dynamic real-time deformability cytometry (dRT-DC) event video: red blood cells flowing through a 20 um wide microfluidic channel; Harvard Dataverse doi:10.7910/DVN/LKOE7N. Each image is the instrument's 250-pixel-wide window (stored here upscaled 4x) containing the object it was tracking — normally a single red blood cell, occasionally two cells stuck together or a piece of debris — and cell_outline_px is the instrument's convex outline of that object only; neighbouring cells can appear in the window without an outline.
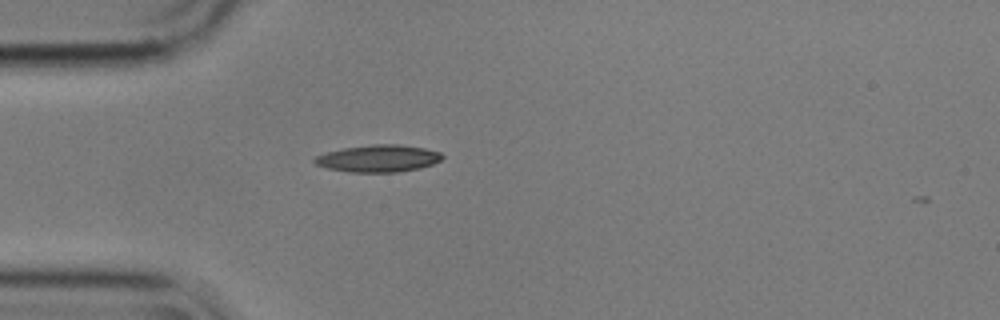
{"species": "common noctule bat (a hibernating species)", "species_latin": "Nyctalus noctula", "temperature_condition": "cold", "stored_images_in_passage": 41, "camera_frame_rate_fps": 3000, "um_per_image_px": 0.085, "animal": {"sex": "male", "body_mass_g": 17.9}, "frame": {"image": 1, "passage_image": 1, "time_ms": 0.0, "image_size_px": [1000, 320], "cell_outline_px": [[444, 156], [440, 160], [432, 164], [420, 168], [396, 172], [352, 172], [328, 168], [316, 164], [312, 160], [316, 156], [328, 152], [344, 148], [372, 144], [400, 144], [424, 148], [440, 152]], "centroid_in_image_um": [32.18, 13.46], "position_along_channel_um": 52.8, "area_um2": 20.0}}
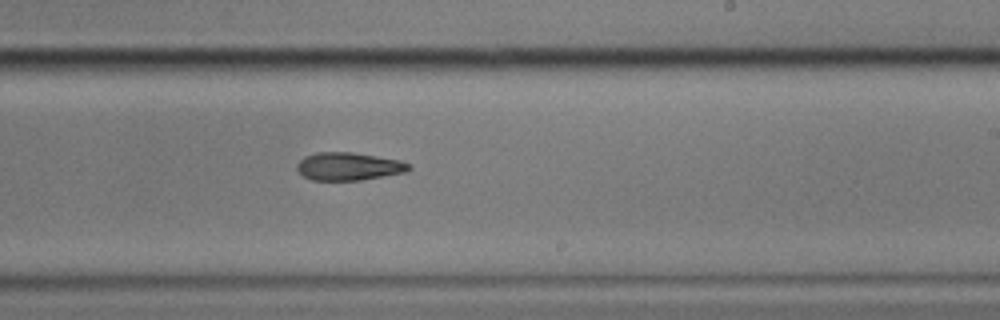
{"frame": {"image": 2, "passage_image": 19, "time_ms": 6.0, "image_size_px": [1000, 320], "cell_outline_px": [[412, 168], [408, 172], [360, 180], [312, 180], [304, 176], [296, 168], [296, 164], [304, 156], [316, 152], [352, 152], [400, 160], [412, 164]], "centroid_in_image_um": [29.66, 14.14], "position_along_channel_um": 259.3, "area_um2": 18.32}}
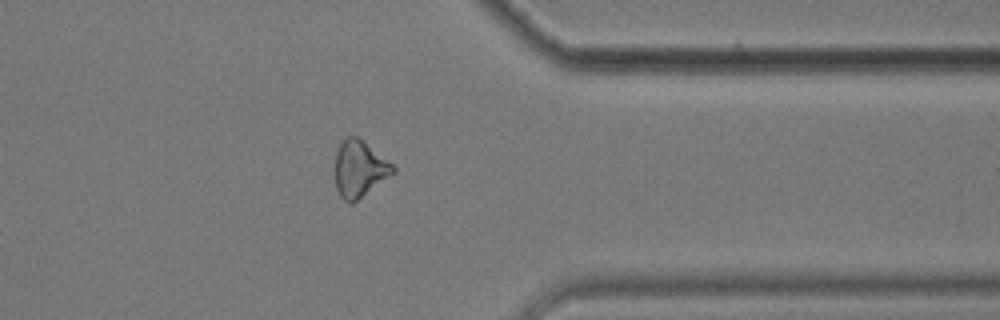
{"frame": {"image": 3, "passage_image": 30, "time_ms": 9.667, "image_size_px": [1000, 320], "cell_outline_px": [[396, 172], [352, 204], [348, 204], [340, 196], [336, 188], [332, 168], [336, 152], [340, 144], [348, 136], [356, 136], [392, 164], [396, 168]], "centroid_in_image_um": [30.5, 14.39], "position_along_channel_um": 380.9, "area_um2": 19.25}, "authors_computed_cell_mechanics": {"area_um2": 19.0162, "velocity_mm_per_s": 3.5634, "shape_relaxation_time_tau1_ms": 7.3189, "shape_relaxation_time_tau2_ms": 5.5245, "deformation_change_tau1": 0.1789, "deformation_change_tau2": 0.1611}}